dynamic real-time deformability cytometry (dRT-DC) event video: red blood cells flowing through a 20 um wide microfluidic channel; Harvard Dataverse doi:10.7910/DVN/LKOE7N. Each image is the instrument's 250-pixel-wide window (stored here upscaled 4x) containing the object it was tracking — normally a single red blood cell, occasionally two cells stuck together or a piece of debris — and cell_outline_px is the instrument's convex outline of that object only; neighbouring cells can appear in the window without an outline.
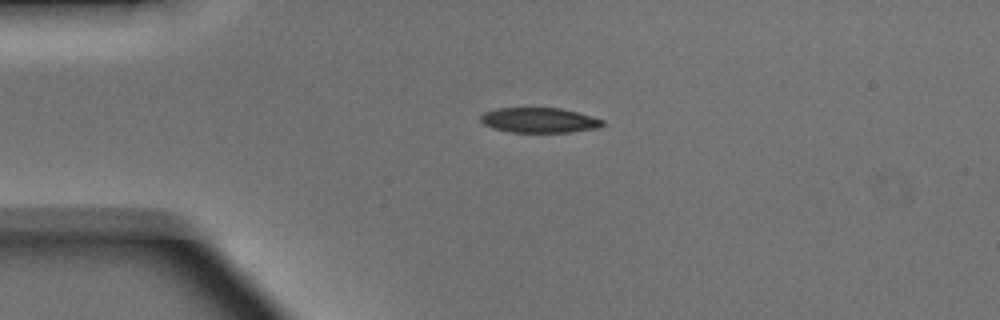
{"species": "Egyptian fruit bat (a non-hibernating species)", "species_latin": "Rousettus aegyptiacus", "temperature_condition": "warm", "stored_images_in_passage": 14, "camera_frame_rate_fps": 3000, "um_per_image_px": 0.085, "animal": {"sex": "male"}, "frame": {"image": 1, "passage_image": 1, "time_ms": 0.0, "image_size_px": [1000, 320], "cell_outline_px": [[604, 124], [600, 128], [572, 132], [512, 132], [492, 128], [484, 124], [480, 120], [480, 116], [484, 112], [496, 108], [560, 108], [576, 112], [604, 120]], "centroid_in_image_um": [45.83, 10.22], "position_along_channel_um": 39.2, "area_um2": 17.8}}
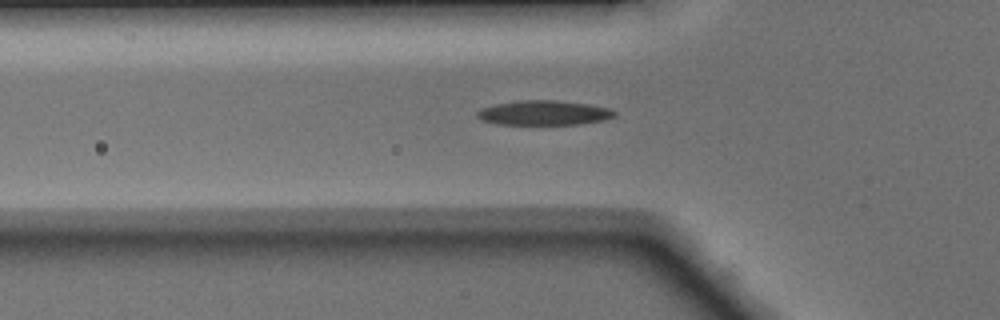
{"frame": {"image": 2, "passage_image": 6, "time_ms": 1.667, "image_size_px": [1000, 320], "cell_outline_px": [[616, 116], [604, 120], [580, 124], [496, 124], [480, 120], [476, 116], [476, 112], [480, 108], [496, 104], [520, 100], [556, 100], [588, 104], [612, 108], [616, 112]], "centroid_in_image_um": [46.23, 9.59], "position_along_channel_um": 79.6, "area_um2": 19.88}}
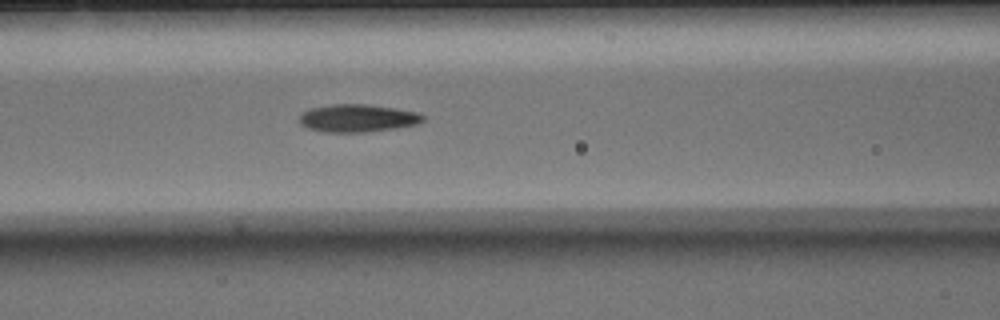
{"frame": {"image": 3, "passage_image": 10, "time_ms": 3.0, "image_size_px": [1000, 320], "cell_outline_px": [[424, 120], [416, 124], [396, 128], [364, 132], [324, 132], [308, 128], [300, 124], [300, 112], [312, 108], [332, 104], [364, 104], [396, 108], [420, 112], [424, 116]], "centroid_in_image_um": [30.4, 10.04], "position_along_channel_um": 136.2, "area_um2": 20.0}}